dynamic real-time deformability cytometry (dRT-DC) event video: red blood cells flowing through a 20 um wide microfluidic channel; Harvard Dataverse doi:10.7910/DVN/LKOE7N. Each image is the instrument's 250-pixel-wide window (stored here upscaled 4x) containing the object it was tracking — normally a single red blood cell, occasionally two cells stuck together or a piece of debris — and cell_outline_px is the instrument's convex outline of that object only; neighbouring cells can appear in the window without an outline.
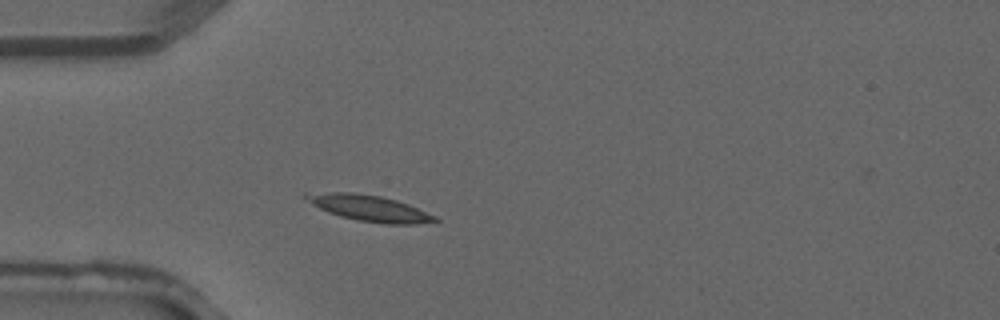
{"species": "common noctule bat (a hibernating species)", "species_latin": "Nyctalus noctula", "temperature_condition": "warm", "stored_images_in_passage": 2, "camera_frame_rate_fps": 3000, "um_per_image_px": 0.085, "animal": {"sex": "male", "forearm_length_mm": 52.5}, "frame": {"image": 1, "passage_image": 2, "time_ms": 0.333, "image_size_px": [1000, 320], "cell_outline_px": [[440, 220], [416, 224], [388, 224], [356, 220], [340, 216], [328, 212], [312, 204], [304, 196], [304, 192], [356, 192], [380, 196], [396, 200], [408, 204], [436, 216]], "centroid_in_image_um": [31.37, 17.68], "position_along_channel_um": 53.6, "area_um2": 19.54}}